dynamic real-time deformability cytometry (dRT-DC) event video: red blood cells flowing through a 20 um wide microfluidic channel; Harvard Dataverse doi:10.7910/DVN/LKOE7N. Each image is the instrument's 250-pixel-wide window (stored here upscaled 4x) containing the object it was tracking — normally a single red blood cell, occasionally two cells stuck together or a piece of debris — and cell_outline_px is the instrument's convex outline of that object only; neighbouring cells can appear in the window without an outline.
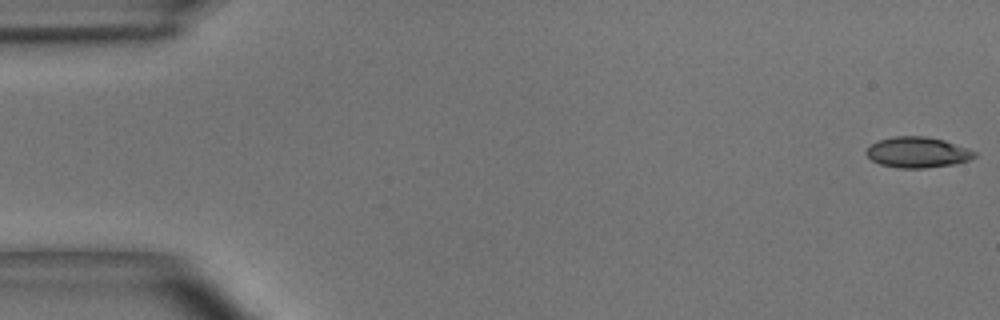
{"species": "common noctule bat (a hibernating species)", "species_latin": "Nyctalus noctula", "temperature_condition": "room temperature", "stored_images_in_passage": 55, "camera_frame_rate_fps": 3000, "um_per_image_px": 0.085, "animal": {"sex": "male", "body_mass_g": 15.6}, "frame": {"image": 1, "passage_image": 1, "time_ms": 0.0, "image_size_px": [1000, 320], "cell_outline_px": [[976, 156], [968, 160], [956, 164], [924, 168], [900, 168], [880, 164], [872, 160], [864, 152], [872, 144], [880, 140], [892, 136], [924, 136], [944, 140], [968, 148], [976, 152]], "centroid_in_image_um": [78.0, 12.95], "position_along_channel_um": 7.0, "area_um2": 19.31}}
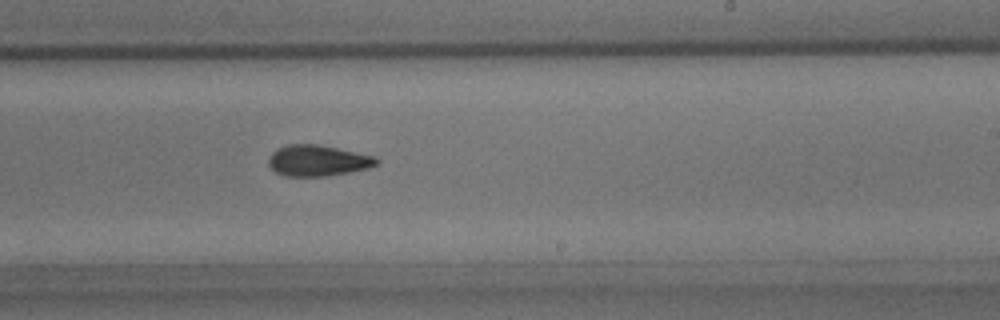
{"frame": {"image": 2, "passage_image": 33, "time_ms": 10.667, "image_size_px": [1000, 320], "cell_outline_px": [[380, 160], [376, 164], [368, 168], [328, 176], [284, 176], [276, 172], [268, 164], [268, 160], [272, 152], [276, 148], [288, 144], [320, 144], [376, 156]], "centroid_in_image_um": [27.01, 13.64], "position_along_channel_um": 262.0, "area_um2": 19.65}}
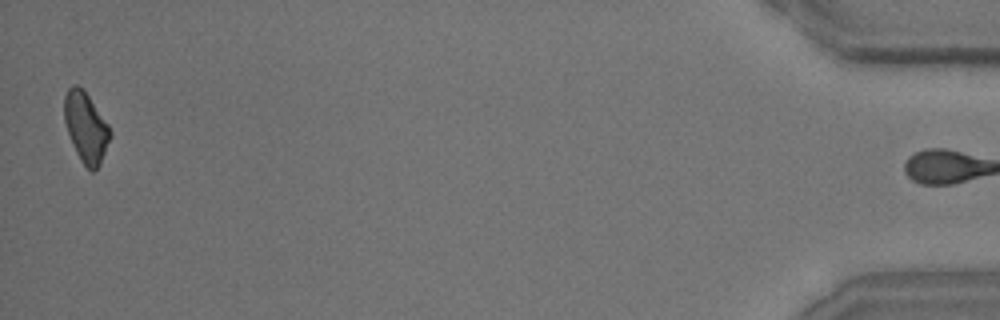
{"frame": {"image": 3, "passage_image": 54, "time_ms": 17.667, "image_size_px": [1000, 320], "cell_outline_px": [[112, 136], [100, 164], [92, 172], [80, 160], [72, 144], [64, 120], [64, 96], [68, 88], [72, 84], [76, 84], [84, 88], [108, 124], [112, 132]], "centroid_in_image_um": [7.3, 10.78], "position_along_channel_um": 427.9, "area_um2": 18.9}, "authors_computed_cell_mechanics": {"area_um2": 19.3052, "velocity_mm_per_s": 3.6609, "shape_relaxation_time_tau1_ms": 4.9922, "shape_relaxation_time_tau2_ms": 6.4145, "deformation_change_tau1": 0.1258, "deformation_change_tau2": 0.1335}}